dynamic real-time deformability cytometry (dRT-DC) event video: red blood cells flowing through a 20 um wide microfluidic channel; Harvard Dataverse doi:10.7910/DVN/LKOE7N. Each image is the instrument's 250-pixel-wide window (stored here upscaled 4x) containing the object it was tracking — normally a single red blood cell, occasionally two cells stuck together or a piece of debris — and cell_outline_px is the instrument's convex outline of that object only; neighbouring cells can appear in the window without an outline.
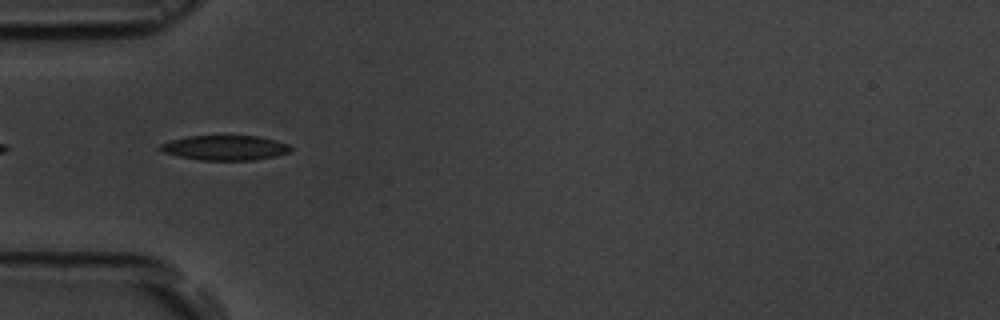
{"species": "common noctule bat (a hibernating species)", "species_latin": "Nyctalus noctula", "temperature_condition": "room temperature", "stored_images_in_passage": 3, "camera_frame_rate_fps": 3000, "um_per_image_px": 0.085, "animal": {"sex": "male", "body_mass_g": 19.5, "forearm_length_mm": 54.6}, "frame": {"image": 1, "passage_image": 2, "time_ms": 1.0, "image_size_px": [1000, 320], "cell_outline_px": [[292, 148], [288, 152], [276, 156], [256, 160], [200, 160], [180, 156], [164, 152], [160, 148], [160, 144], [172, 140], [188, 136], [260, 136], [276, 140], [288, 144]], "centroid_in_image_um": [19.17, 12.56], "position_along_channel_um": 65.8, "area_um2": 18.73}}
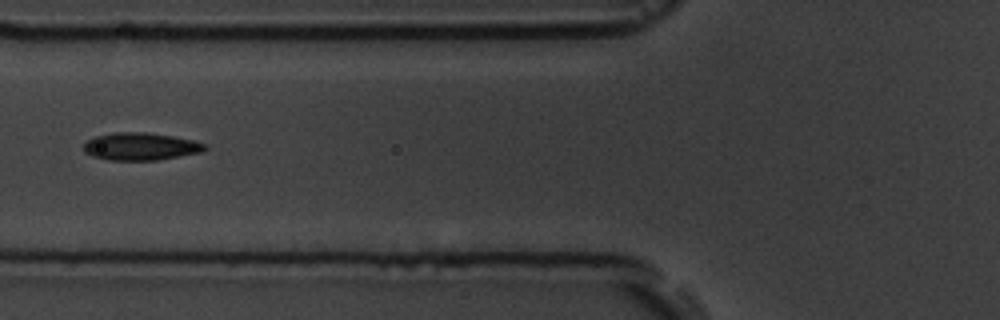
{"frame": {"image": 2, "passage_image": 3, "time_ms": 2.333, "image_size_px": [1000, 320], "cell_outline_px": [[208, 148], [200, 152], [156, 160], [108, 160], [92, 156], [84, 152], [84, 144], [88, 140], [96, 136], [116, 132], [148, 132], [172, 136], [192, 140], [208, 144]], "centroid_in_image_um": [11.95, 12.44], "position_along_channel_um": 113.9, "area_um2": 19.36}}